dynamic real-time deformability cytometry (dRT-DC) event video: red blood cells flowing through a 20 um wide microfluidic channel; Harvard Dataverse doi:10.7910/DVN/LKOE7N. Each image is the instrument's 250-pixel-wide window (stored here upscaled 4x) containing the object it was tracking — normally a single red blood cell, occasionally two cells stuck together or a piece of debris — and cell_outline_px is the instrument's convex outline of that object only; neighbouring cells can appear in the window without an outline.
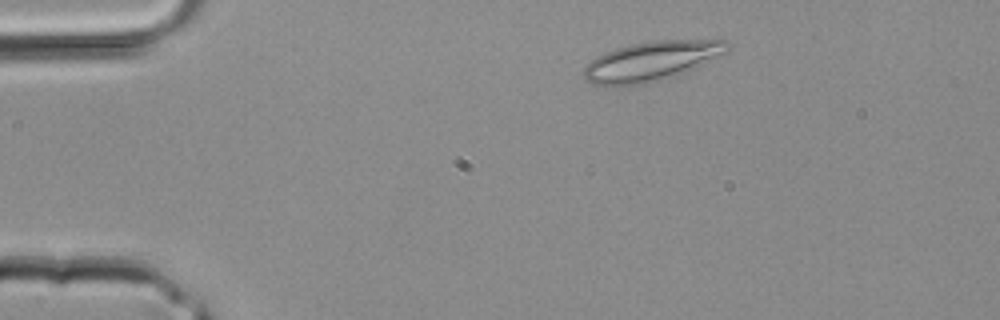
{"species": "common noctule bat (a hibernating species)", "species_latin": "Nyctalus noctula", "temperature_condition": "room temperature", "stored_images_in_passage": 33, "camera_frame_rate_fps": 3000, "um_per_image_px": 0.085, "animal": {"sex": "male", "body_mass_g": 20.4}, "frame": {"image": 1, "passage_image": 2, "time_ms": 0.333, "image_size_px": [1000, 320], "cell_outline_px": [[732, 44], [728, 52], [684, 72], [660, 80], [644, 84], [616, 88], [608, 88], [592, 84], [584, 76], [584, 68], [596, 56], [604, 52], [616, 48], [632, 44], [652, 40], [728, 40]], "centroid_in_image_um": [55.34, 5.22], "position_along_channel_um": 29.7, "area_um2": 33.41}}
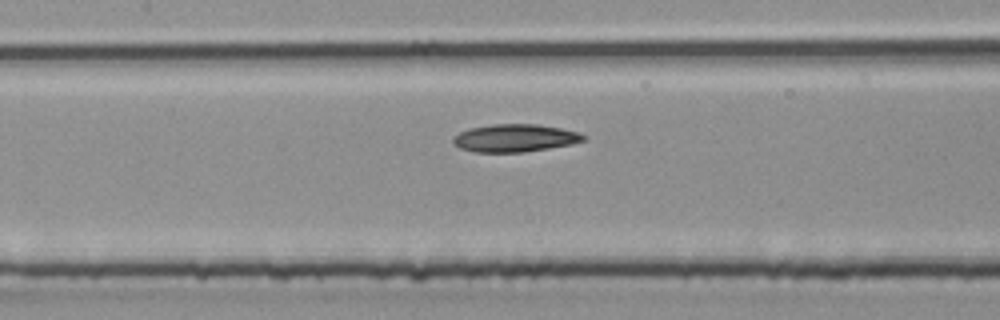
{"frame": {"image": 2, "passage_image": 13, "time_ms": 4.0, "image_size_px": [1000, 320], "cell_outline_px": [[588, 140], [572, 144], [524, 152], [472, 152], [460, 148], [452, 144], [452, 136], [468, 128], [492, 124], [540, 124], [580, 132], [588, 136]], "centroid_in_image_um": [43.78, 11.73], "position_along_channel_um": 163.6, "area_um2": 21.44}}
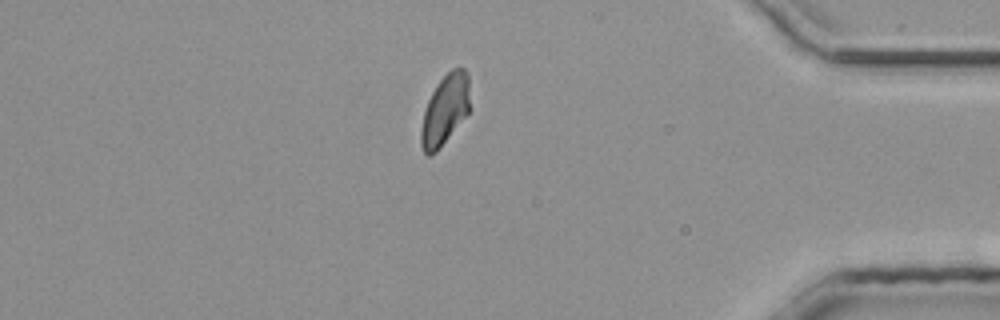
{"frame": {"image": 3, "passage_image": 28, "time_ms": 9.0, "image_size_px": [1000, 320], "cell_outline_px": [[472, 108], [436, 152], [428, 156], [424, 152], [420, 144], [420, 132], [424, 112], [428, 100], [436, 84], [452, 68], [464, 68], [468, 72]], "centroid_in_image_um": [37.86, 9.31], "position_along_channel_um": 397.3, "area_um2": 20.23}}